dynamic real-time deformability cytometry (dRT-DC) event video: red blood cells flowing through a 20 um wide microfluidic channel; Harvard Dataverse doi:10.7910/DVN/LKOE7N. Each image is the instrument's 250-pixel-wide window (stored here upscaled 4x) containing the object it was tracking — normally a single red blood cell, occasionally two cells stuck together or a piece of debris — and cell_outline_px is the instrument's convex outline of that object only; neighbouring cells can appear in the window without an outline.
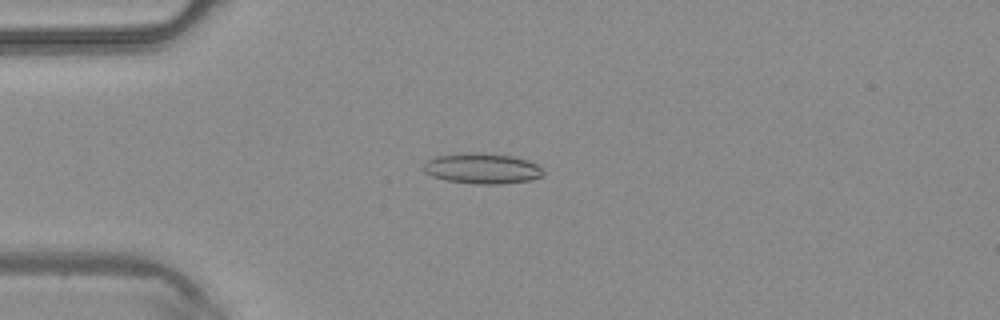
{"species": "common noctule bat (a hibernating species)", "species_latin": "Nyctalus noctula", "temperature_condition": "warm", "stored_images_in_passage": 3, "camera_frame_rate_fps": 3000, "um_per_image_px": 0.085, "animal": {"sex": "male", "body_mass_g": 20.4}, "frame": {"image": 1, "passage_image": 3, "time_ms": 0.667, "image_size_px": [1000, 320], "cell_outline_px": [[544, 176], [528, 180], [500, 184], [472, 184], [444, 180], [432, 176], [424, 172], [424, 160], [436, 156], [464, 152], [472, 152], [516, 156], [528, 160], [536, 164], [544, 172]], "centroid_in_image_um": [40.95, 14.31], "position_along_channel_um": 44.1, "area_um2": 21.56}}